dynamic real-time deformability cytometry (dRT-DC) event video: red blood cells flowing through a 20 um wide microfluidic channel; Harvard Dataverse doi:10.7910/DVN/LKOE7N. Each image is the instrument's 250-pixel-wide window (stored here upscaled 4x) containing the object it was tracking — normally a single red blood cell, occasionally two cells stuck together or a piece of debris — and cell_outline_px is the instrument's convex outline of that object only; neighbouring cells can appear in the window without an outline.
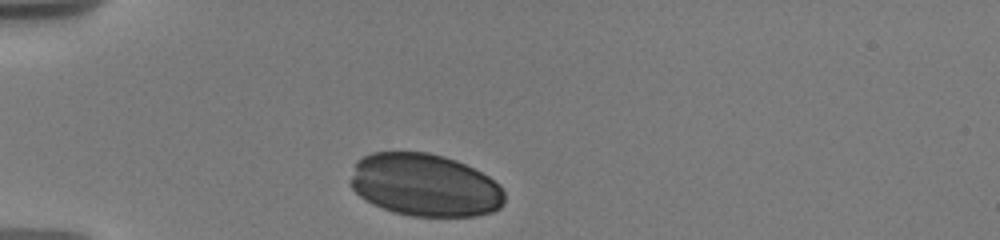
{"species": "human", "species_latin": "Homo sapiens", "temperature_condition": "warm", "stored_images_in_passage": 8, "camera_frame_rate_fps": 3000, "um_per_image_px": 0.085, "donor": {"sex": "male"}, "frame": {"image": 1, "passage_image": 1, "time_ms": 0.0, "image_size_px": [1000, 240], "cell_outline_px": [[504, 204], [500, 208], [492, 212], [476, 216], [412, 216], [392, 212], [372, 204], [360, 196], [352, 188], [352, 176], [356, 160], [372, 152], [428, 152], [444, 156], [456, 160], [488, 176], [500, 184], [504, 192]], "centroid_in_image_um": [36.13, 15.74], "position_along_channel_um": 48.9, "area_um2": 56.36}}
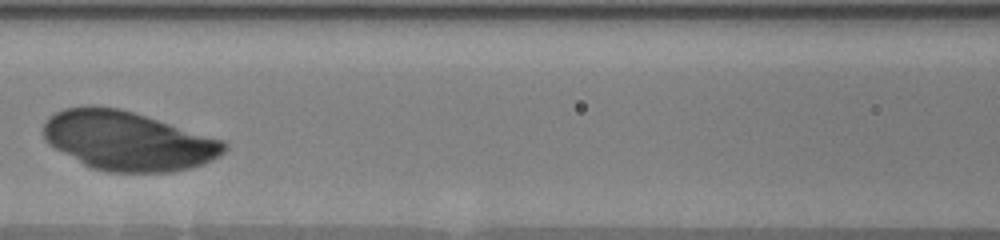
{"frame": {"image": 2, "passage_image": 6, "time_ms": 3.667, "image_size_px": [1000, 240], "cell_outline_px": [[228, 148], [220, 156], [204, 164], [192, 168], [172, 172], [108, 172], [92, 168], [84, 164], [48, 144], [44, 140], [44, 124], [48, 116], [64, 108], [88, 104], [92, 104], [120, 108], [224, 140], [228, 144]], "centroid_in_image_um": [10.87, 11.96], "position_along_channel_um": 155.7, "area_um2": 62.66}}
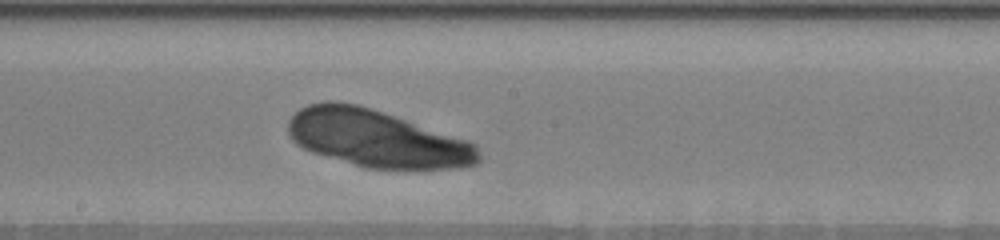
{"frame": {"image": 3, "passage_image": 8, "time_ms": 5.333, "image_size_px": [1000, 240], "cell_outline_px": [[480, 160], [476, 164], [460, 168], [364, 168], [312, 152], [296, 144], [292, 140], [288, 132], [288, 120], [300, 108], [308, 104], [324, 100], [332, 100], [360, 104], [468, 140], [476, 144], [480, 156]], "centroid_in_image_um": [32.0, 11.76], "position_along_channel_um": 216.2, "area_um2": 63.7}}